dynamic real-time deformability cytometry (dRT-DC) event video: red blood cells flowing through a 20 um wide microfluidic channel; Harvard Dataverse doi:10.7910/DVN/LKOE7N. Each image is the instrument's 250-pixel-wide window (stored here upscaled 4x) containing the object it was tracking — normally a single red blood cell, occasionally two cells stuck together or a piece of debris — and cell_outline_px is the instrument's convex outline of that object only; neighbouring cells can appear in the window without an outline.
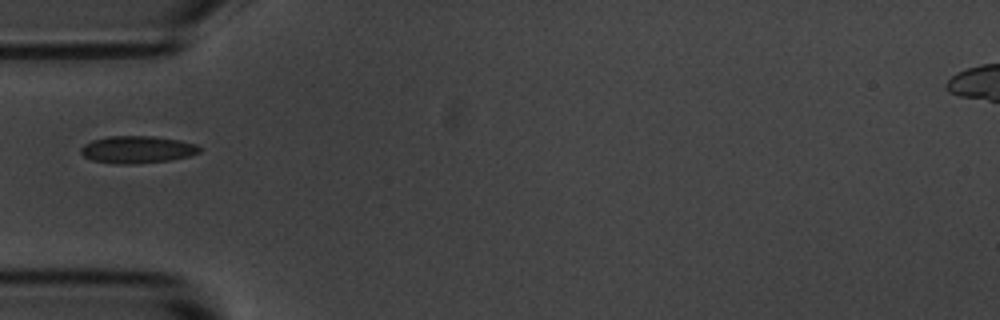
{"species": "common noctule bat (a hibernating species)", "species_latin": "Nyctalus noctula", "temperature_condition": "room temperature", "stored_images_in_passage": 7, "camera_frame_rate_fps": 3000, "um_per_image_px": 0.085, "animal": {"sex": "male", "body_mass_g": 20.1, "forearm_length_mm": 53.5}, "frame": {"image": 1, "passage_image": 1, "time_ms": 0.0, "image_size_px": [1000, 320], "cell_outline_px": [[200, 152], [188, 156], [168, 160], [132, 164], [116, 164], [92, 160], [84, 156], [80, 152], [80, 148], [84, 144], [92, 140], [108, 136], [156, 136], [180, 140], [196, 144], [200, 148]], "centroid_in_image_um": [11.64, 12.7], "position_along_channel_um": 73.4, "area_um2": 18.84}}
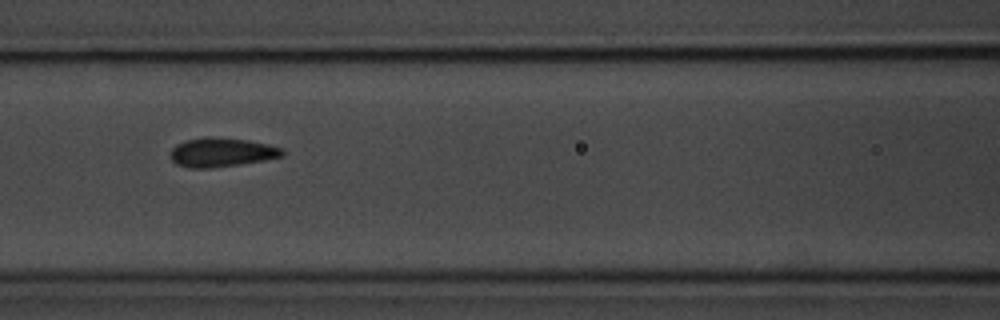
{"frame": {"image": 2, "passage_image": 3, "time_ms": 2.0, "image_size_px": [1000, 320], "cell_outline_px": [[284, 156], [264, 160], [240, 164], [212, 168], [188, 168], [176, 164], [172, 160], [172, 148], [176, 144], [188, 140], [204, 136], [208, 136], [248, 140], [268, 144], [284, 148]], "centroid_in_image_um": [18.86, 12.95], "position_along_channel_um": 147.7, "area_um2": 19.02}}
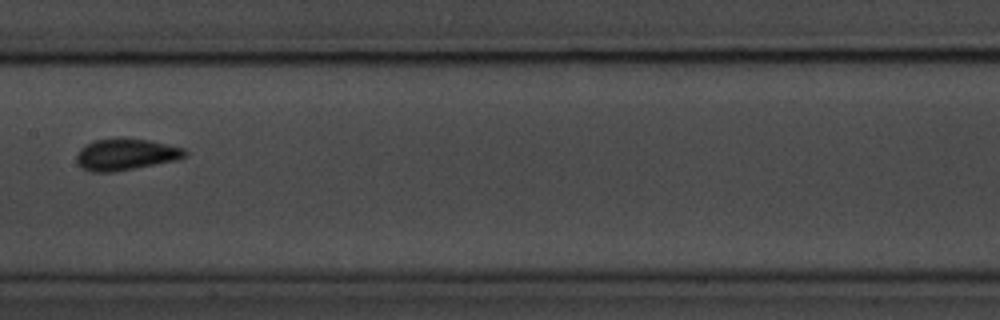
{"frame": {"image": 3, "passage_image": 4, "time_ms": 3.333, "image_size_px": [1000, 320], "cell_outline_px": [[188, 156], [176, 160], [116, 172], [92, 172], [80, 168], [76, 160], [76, 156], [80, 148], [92, 140], [120, 136], [148, 140], [168, 144], [184, 148], [188, 152]], "centroid_in_image_um": [10.67, 13.11], "position_along_channel_um": 196.7, "area_um2": 20.52}}